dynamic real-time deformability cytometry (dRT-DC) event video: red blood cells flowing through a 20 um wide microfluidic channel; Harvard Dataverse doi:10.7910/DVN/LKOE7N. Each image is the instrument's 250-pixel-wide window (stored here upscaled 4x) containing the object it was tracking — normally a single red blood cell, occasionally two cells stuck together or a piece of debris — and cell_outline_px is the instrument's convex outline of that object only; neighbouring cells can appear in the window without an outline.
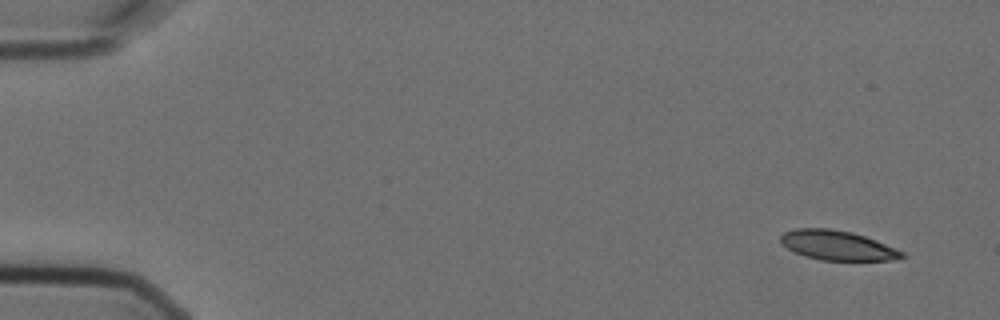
{"species": "Egyptian fruit bat (a non-hibernating species)", "species_latin": "Rousettus aegyptiacus", "temperature_condition": "cold", "stored_images_in_passage": 4, "camera_frame_rate_fps": 3000, "um_per_image_px": 0.085, "animal": {"sex": "female"}, "frame": {"image": 1, "passage_image": 1, "time_ms": 0.0, "image_size_px": [1000, 320], "cell_outline_px": [[904, 256], [896, 260], [820, 260], [804, 256], [780, 244], [780, 236], [784, 232], [796, 228], [828, 228], [852, 232], [864, 236], [896, 248], [904, 252]], "centroid_in_image_um": [71.15, 20.85], "position_along_channel_um": 13.8, "area_um2": 20.87}}